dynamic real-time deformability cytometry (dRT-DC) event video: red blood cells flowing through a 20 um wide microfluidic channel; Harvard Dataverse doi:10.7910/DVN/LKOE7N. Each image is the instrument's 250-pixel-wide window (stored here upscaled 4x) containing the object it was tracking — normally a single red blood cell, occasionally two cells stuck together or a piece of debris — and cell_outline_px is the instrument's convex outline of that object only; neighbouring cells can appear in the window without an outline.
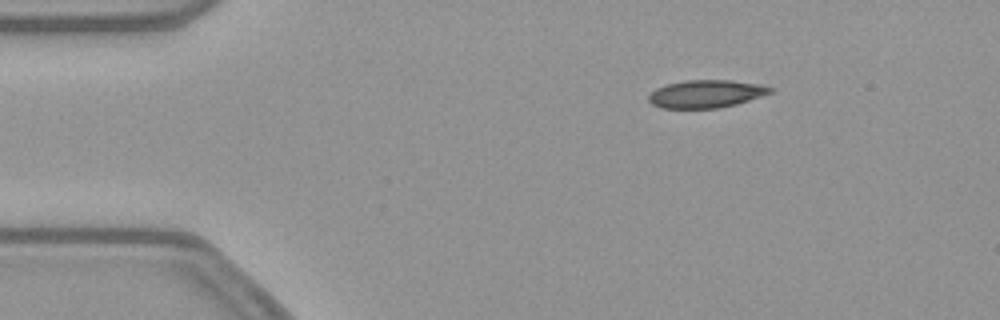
{"species": "common noctule bat (a hibernating species)", "species_latin": "Nyctalus noctula", "temperature_condition": "warm", "stored_images_in_passage": 47, "camera_frame_rate_fps": 3000, "um_per_image_px": 0.085, "animal": {"sex": "female", "body_mass_g": 21.9}, "frame": {"image": 1, "passage_image": 2, "time_ms": 0.333, "image_size_px": [1000, 320], "cell_outline_px": [[776, 88], [772, 92], [736, 104], [716, 108], [660, 108], [652, 104], [648, 100], [648, 96], [656, 88], [664, 84], [684, 80], [732, 80], [760, 84]], "centroid_in_image_um": [60.0, 7.96], "position_along_channel_um": 25.0, "area_um2": 19.77}}
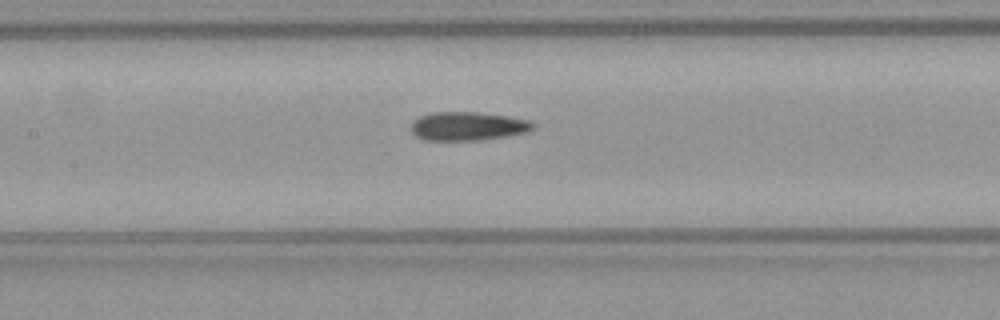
{"frame": {"image": 2, "passage_image": 18, "time_ms": 5.667, "image_size_px": [1000, 320], "cell_outline_px": [[536, 128], [528, 132], [504, 136], [476, 140], [424, 140], [416, 136], [412, 132], [412, 120], [420, 116], [432, 112], [476, 112], [508, 116], [528, 120], [536, 124]], "centroid_in_image_um": [39.77, 10.72], "position_along_channel_um": 167.6, "area_um2": 20.35}}
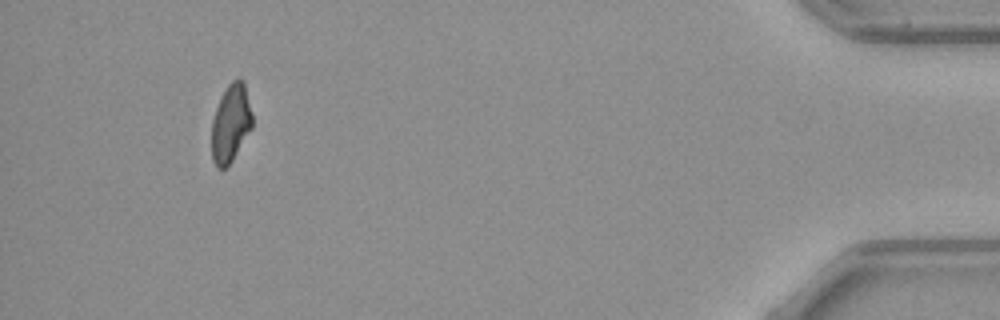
{"frame": {"image": 3, "passage_image": 43, "time_ms": 14.0, "image_size_px": [1000, 320], "cell_outline_px": [[252, 128], [232, 160], [224, 168], [216, 168], [212, 160], [212, 120], [216, 108], [228, 84], [232, 80], [240, 76], [244, 80], [252, 112]], "centroid_in_image_um": [19.63, 10.45], "position_along_channel_um": 415.6, "area_um2": 18.44}, "authors_computed_cell_mechanics": {"area_um2": 19.8832, "velocity_mm_per_s": 3.8828, "shape_relaxation_time_tau1_ms": 5.6887, "shape_relaxation_time_tau2_ms": 2.1994, "deformation_change_tau1": 0.1661, "deformation_change_tau2": 0.095}}